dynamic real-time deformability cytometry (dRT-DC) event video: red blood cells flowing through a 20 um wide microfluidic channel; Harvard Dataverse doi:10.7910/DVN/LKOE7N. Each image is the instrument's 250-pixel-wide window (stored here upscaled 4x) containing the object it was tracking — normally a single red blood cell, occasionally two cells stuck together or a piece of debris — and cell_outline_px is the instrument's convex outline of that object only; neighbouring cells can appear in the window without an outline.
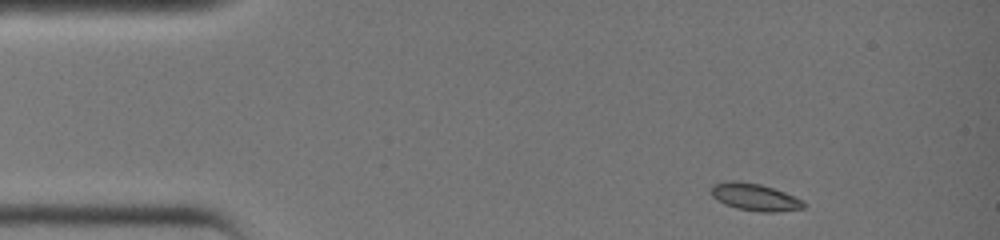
{"species": "common noctule bat (a hibernating species)", "species_latin": "Nyctalus noctula", "temperature_condition": "warm", "stored_images_in_passage": 32, "camera_frame_rate_fps": 3000, "um_per_image_px": 0.085, "animal": {"sex": "female", "body_mass_g": 19.0, "forearm_length_mm": 51.5}, "frame": {"image": 1, "passage_image": 1, "time_ms": 0.0, "image_size_px": [1000, 240], "cell_outline_px": [[804, 208], [776, 212], [760, 212], [736, 208], [724, 204], [712, 196], [712, 184], [724, 180], [736, 180], [760, 184], [784, 192], [804, 200]], "centroid_in_image_um": [64.14, 16.74], "position_along_channel_um": 20.9, "area_um2": 14.74}}
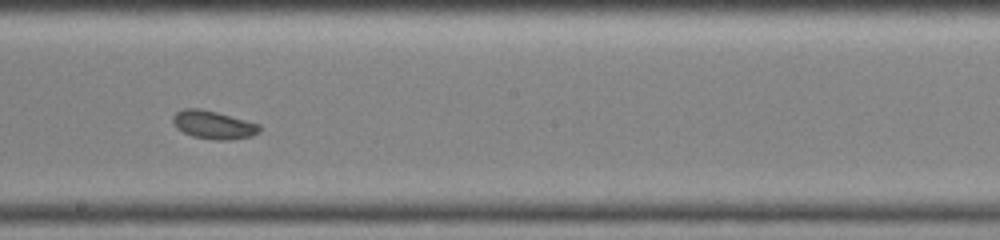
{"frame": {"image": 2, "passage_image": 18, "time_ms": 5.667, "image_size_px": [1000, 240], "cell_outline_px": [[260, 132], [252, 136], [232, 140], [216, 140], [192, 136], [176, 128], [172, 120], [172, 116], [176, 112], [184, 108], [200, 108], [216, 112], [260, 124]], "centroid_in_image_um": [18.14, 10.61], "position_along_channel_um": 230.1, "area_um2": 14.28}}
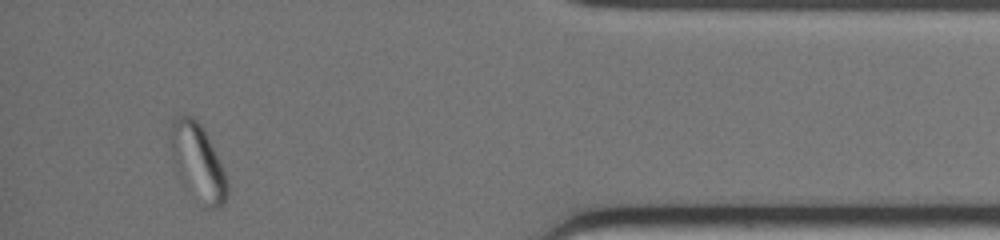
{"frame": {"image": 3, "passage_image": 31, "time_ms": 10.0, "image_size_px": [1000, 240], "cell_outline_px": [[228, 196], [224, 204], [220, 208], [204, 208], [180, 180], [176, 168], [168, 140], [172, 116], [184, 112], [192, 116], [204, 128], [228, 180]], "centroid_in_image_um": [16.78, 13.75], "position_along_channel_um": 418.4, "area_um2": 25.89}}